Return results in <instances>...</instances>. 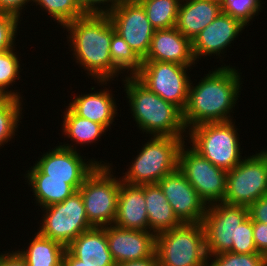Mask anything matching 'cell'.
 <instances>
[{
    "mask_svg": "<svg viewBox=\"0 0 267 266\" xmlns=\"http://www.w3.org/2000/svg\"><path fill=\"white\" fill-rule=\"evenodd\" d=\"M241 73L229 65L210 71L197 85L190 81L188 100L183 110L185 127L233 120L231 113L241 92ZM195 85V86H194Z\"/></svg>",
    "mask_w": 267,
    "mask_h": 266,
    "instance_id": "cell-1",
    "label": "cell"
},
{
    "mask_svg": "<svg viewBox=\"0 0 267 266\" xmlns=\"http://www.w3.org/2000/svg\"><path fill=\"white\" fill-rule=\"evenodd\" d=\"M63 28L69 34L67 40L75 62L96 83L105 85L123 73L112 63L110 56L112 23L107 14L84 15Z\"/></svg>",
    "mask_w": 267,
    "mask_h": 266,
    "instance_id": "cell-2",
    "label": "cell"
},
{
    "mask_svg": "<svg viewBox=\"0 0 267 266\" xmlns=\"http://www.w3.org/2000/svg\"><path fill=\"white\" fill-rule=\"evenodd\" d=\"M124 78L122 81L131 115L143 134L186 139L184 136L188 130L179 107L150 91L135 76L125 75Z\"/></svg>",
    "mask_w": 267,
    "mask_h": 266,
    "instance_id": "cell-3",
    "label": "cell"
},
{
    "mask_svg": "<svg viewBox=\"0 0 267 266\" xmlns=\"http://www.w3.org/2000/svg\"><path fill=\"white\" fill-rule=\"evenodd\" d=\"M143 144L138 155L132 160L128 171L121 177L127 184H157L164 176L178 168L180 147L184 138L152 136Z\"/></svg>",
    "mask_w": 267,
    "mask_h": 266,
    "instance_id": "cell-4",
    "label": "cell"
},
{
    "mask_svg": "<svg viewBox=\"0 0 267 266\" xmlns=\"http://www.w3.org/2000/svg\"><path fill=\"white\" fill-rule=\"evenodd\" d=\"M155 253L159 266H207L202 223L181 224L157 234Z\"/></svg>",
    "mask_w": 267,
    "mask_h": 266,
    "instance_id": "cell-5",
    "label": "cell"
},
{
    "mask_svg": "<svg viewBox=\"0 0 267 266\" xmlns=\"http://www.w3.org/2000/svg\"><path fill=\"white\" fill-rule=\"evenodd\" d=\"M237 129L232 120L201 124L187 131L188 142L213 165L229 171L242 161Z\"/></svg>",
    "mask_w": 267,
    "mask_h": 266,
    "instance_id": "cell-6",
    "label": "cell"
},
{
    "mask_svg": "<svg viewBox=\"0 0 267 266\" xmlns=\"http://www.w3.org/2000/svg\"><path fill=\"white\" fill-rule=\"evenodd\" d=\"M111 165L98 164L78 189L88 221L94 227L113 225L116 217L121 177L113 175Z\"/></svg>",
    "mask_w": 267,
    "mask_h": 266,
    "instance_id": "cell-7",
    "label": "cell"
},
{
    "mask_svg": "<svg viewBox=\"0 0 267 266\" xmlns=\"http://www.w3.org/2000/svg\"><path fill=\"white\" fill-rule=\"evenodd\" d=\"M267 196V150L245 157L227 171L226 194L223 202L249 207Z\"/></svg>",
    "mask_w": 267,
    "mask_h": 266,
    "instance_id": "cell-8",
    "label": "cell"
},
{
    "mask_svg": "<svg viewBox=\"0 0 267 266\" xmlns=\"http://www.w3.org/2000/svg\"><path fill=\"white\" fill-rule=\"evenodd\" d=\"M42 226L38 232L67 247L75 238L94 226L88 221L83 198L79 191L61 203L41 208Z\"/></svg>",
    "mask_w": 267,
    "mask_h": 266,
    "instance_id": "cell-9",
    "label": "cell"
},
{
    "mask_svg": "<svg viewBox=\"0 0 267 266\" xmlns=\"http://www.w3.org/2000/svg\"><path fill=\"white\" fill-rule=\"evenodd\" d=\"M178 169L206 205L223 202L226 194V170L213 165L191 145L188 148L184 143L178 155Z\"/></svg>",
    "mask_w": 267,
    "mask_h": 266,
    "instance_id": "cell-10",
    "label": "cell"
},
{
    "mask_svg": "<svg viewBox=\"0 0 267 266\" xmlns=\"http://www.w3.org/2000/svg\"><path fill=\"white\" fill-rule=\"evenodd\" d=\"M191 67L176 63L143 61L134 75L150 91L156 93L182 111L185 109L191 78L186 73Z\"/></svg>",
    "mask_w": 267,
    "mask_h": 266,
    "instance_id": "cell-11",
    "label": "cell"
},
{
    "mask_svg": "<svg viewBox=\"0 0 267 266\" xmlns=\"http://www.w3.org/2000/svg\"><path fill=\"white\" fill-rule=\"evenodd\" d=\"M249 217L248 207L218 202L207 205L202 220L206 251L210 255L230 252L236 243L238 225Z\"/></svg>",
    "mask_w": 267,
    "mask_h": 266,
    "instance_id": "cell-12",
    "label": "cell"
},
{
    "mask_svg": "<svg viewBox=\"0 0 267 266\" xmlns=\"http://www.w3.org/2000/svg\"><path fill=\"white\" fill-rule=\"evenodd\" d=\"M77 151L75 146L63 143L43 153L34 165L45 174V179L68 180V184L78 191L98 164L109 163L95 161L96 159L86 162Z\"/></svg>",
    "mask_w": 267,
    "mask_h": 266,
    "instance_id": "cell-13",
    "label": "cell"
},
{
    "mask_svg": "<svg viewBox=\"0 0 267 266\" xmlns=\"http://www.w3.org/2000/svg\"><path fill=\"white\" fill-rule=\"evenodd\" d=\"M118 33L143 61L148 53L155 29L140 2L120 1L108 14Z\"/></svg>",
    "mask_w": 267,
    "mask_h": 266,
    "instance_id": "cell-14",
    "label": "cell"
},
{
    "mask_svg": "<svg viewBox=\"0 0 267 266\" xmlns=\"http://www.w3.org/2000/svg\"><path fill=\"white\" fill-rule=\"evenodd\" d=\"M157 184L181 224L202 223L207 205L178 168Z\"/></svg>",
    "mask_w": 267,
    "mask_h": 266,
    "instance_id": "cell-15",
    "label": "cell"
},
{
    "mask_svg": "<svg viewBox=\"0 0 267 266\" xmlns=\"http://www.w3.org/2000/svg\"><path fill=\"white\" fill-rule=\"evenodd\" d=\"M109 251L116 265L156 256V235L149 231L106 226Z\"/></svg>",
    "mask_w": 267,
    "mask_h": 266,
    "instance_id": "cell-16",
    "label": "cell"
},
{
    "mask_svg": "<svg viewBox=\"0 0 267 266\" xmlns=\"http://www.w3.org/2000/svg\"><path fill=\"white\" fill-rule=\"evenodd\" d=\"M245 26L237 19L221 12L215 20L207 25L193 40L192 51L195 60L202 56H220L224 54L231 42L236 40Z\"/></svg>",
    "mask_w": 267,
    "mask_h": 266,
    "instance_id": "cell-17",
    "label": "cell"
},
{
    "mask_svg": "<svg viewBox=\"0 0 267 266\" xmlns=\"http://www.w3.org/2000/svg\"><path fill=\"white\" fill-rule=\"evenodd\" d=\"M143 61L169 62L189 67L197 62L192 51V41L175 27L155 30Z\"/></svg>",
    "mask_w": 267,
    "mask_h": 266,
    "instance_id": "cell-18",
    "label": "cell"
},
{
    "mask_svg": "<svg viewBox=\"0 0 267 266\" xmlns=\"http://www.w3.org/2000/svg\"><path fill=\"white\" fill-rule=\"evenodd\" d=\"M114 225L123 229L149 231L145 184L132 185L121 180Z\"/></svg>",
    "mask_w": 267,
    "mask_h": 266,
    "instance_id": "cell-19",
    "label": "cell"
},
{
    "mask_svg": "<svg viewBox=\"0 0 267 266\" xmlns=\"http://www.w3.org/2000/svg\"><path fill=\"white\" fill-rule=\"evenodd\" d=\"M80 264L116 266L108 247L106 226L93 227L83 232L66 247Z\"/></svg>",
    "mask_w": 267,
    "mask_h": 266,
    "instance_id": "cell-20",
    "label": "cell"
},
{
    "mask_svg": "<svg viewBox=\"0 0 267 266\" xmlns=\"http://www.w3.org/2000/svg\"><path fill=\"white\" fill-rule=\"evenodd\" d=\"M74 96L68 107L79 117L101 124L106 130L111 127L117 116L116 100L109 89Z\"/></svg>",
    "mask_w": 267,
    "mask_h": 266,
    "instance_id": "cell-21",
    "label": "cell"
},
{
    "mask_svg": "<svg viewBox=\"0 0 267 266\" xmlns=\"http://www.w3.org/2000/svg\"><path fill=\"white\" fill-rule=\"evenodd\" d=\"M221 12L220 5L208 0H181L175 28L192 41Z\"/></svg>",
    "mask_w": 267,
    "mask_h": 266,
    "instance_id": "cell-22",
    "label": "cell"
},
{
    "mask_svg": "<svg viewBox=\"0 0 267 266\" xmlns=\"http://www.w3.org/2000/svg\"><path fill=\"white\" fill-rule=\"evenodd\" d=\"M25 180L35 195L36 203L40 208L61 203L76 192L68 180L45 179L43 174L34 164L26 171Z\"/></svg>",
    "mask_w": 267,
    "mask_h": 266,
    "instance_id": "cell-23",
    "label": "cell"
},
{
    "mask_svg": "<svg viewBox=\"0 0 267 266\" xmlns=\"http://www.w3.org/2000/svg\"><path fill=\"white\" fill-rule=\"evenodd\" d=\"M149 232L155 235L181 225L158 184H145Z\"/></svg>",
    "mask_w": 267,
    "mask_h": 266,
    "instance_id": "cell-24",
    "label": "cell"
},
{
    "mask_svg": "<svg viewBox=\"0 0 267 266\" xmlns=\"http://www.w3.org/2000/svg\"><path fill=\"white\" fill-rule=\"evenodd\" d=\"M34 236L27 249L17 250L27 266H63L66 247L58 241L44 237L38 231Z\"/></svg>",
    "mask_w": 267,
    "mask_h": 266,
    "instance_id": "cell-25",
    "label": "cell"
},
{
    "mask_svg": "<svg viewBox=\"0 0 267 266\" xmlns=\"http://www.w3.org/2000/svg\"><path fill=\"white\" fill-rule=\"evenodd\" d=\"M63 112L62 134L76 142L75 145L93 144L108 131L101 124L92 122L89 119L77 116L68 106ZM95 141V142H94Z\"/></svg>",
    "mask_w": 267,
    "mask_h": 266,
    "instance_id": "cell-26",
    "label": "cell"
},
{
    "mask_svg": "<svg viewBox=\"0 0 267 266\" xmlns=\"http://www.w3.org/2000/svg\"><path fill=\"white\" fill-rule=\"evenodd\" d=\"M181 0H142L147 18L155 30L175 27Z\"/></svg>",
    "mask_w": 267,
    "mask_h": 266,
    "instance_id": "cell-27",
    "label": "cell"
},
{
    "mask_svg": "<svg viewBox=\"0 0 267 266\" xmlns=\"http://www.w3.org/2000/svg\"><path fill=\"white\" fill-rule=\"evenodd\" d=\"M110 56L112 63L121 72L127 70L126 72L130 76H134L140 70L143 63V61L131 49L129 44L115 32L113 25L112 40L110 43Z\"/></svg>",
    "mask_w": 267,
    "mask_h": 266,
    "instance_id": "cell-28",
    "label": "cell"
},
{
    "mask_svg": "<svg viewBox=\"0 0 267 266\" xmlns=\"http://www.w3.org/2000/svg\"><path fill=\"white\" fill-rule=\"evenodd\" d=\"M23 101L18 98H5L0 103V147L16 135L23 116ZM21 118V119H20ZM20 121V122H19Z\"/></svg>",
    "mask_w": 267,
    "mask_h": 266,
    "instance_id": "cell-29",
    "label": "cell"
},
{
    "mask_svg": "<svg viewBox=\"0 0 267 266\" xmlns=\"http://www.w3.org/2000/svg\"><path fill=\"white\" fill-rule=\"evenodd\" d=\"M15 49L0 51V94L5 98H18L22 100L20 92L8 90L16 80H20V61ZM7 89V90H6Z\"/></svg>",
    "mask_w": 267,
    "mask_h": 266,
    "instance_id": "cell-30",
    "label": "cell"
},
{
    "mask_svg": "<svg viewBox=\"0 0 267 266\" xmlns=\"http://www.w3.org/2000/svg\"><path fill=\"white\" fill-rule=\"evenodd\" d=\"M40 5L51 19L57 21L61 27L84 16L77 8L75 0H33V4Z\"/></svg>",
    "mask_w": 267,
    "mask_h": 266,
    "instance_id": "cell-31",
    "label": "cell"
},
{
    "mask_svg": "<svg viewBox=\"0 0 267 266\" xmlns=\"http://www.w3.org/2000/svg\"><path fill=\"white\" fill-rule=\"evenodd\" d=\"M213 257V258H211ZM207 266H267V257L260 253L237 254L225 252L210 255Z\"/></svg>",
    "mask_w": 267,
    "mask_h": 266,
    "instance_id": "cell-32",
    "label": "cell"
},
{
    "mask_svg": "<svg viewBox=\"0 0 267 266\" xmlns=\"http://www.w3.org/2000/svg\"><path fill=\"white\" fill-rule=\"evenodd\" d=\"M261 2V0H225L221 8L223 13L247 26L259 14L258 12H261Z\"/></svg>",
    "mask_w": 267,
    "mask_h": 266,
    "instance_id": "cell-33",
    "label": "cell"
},
{
    "mask_svg": "<svg viewBox=\"0 0 267 266\" xmlns=\"http://www.w3.org/2000/svg\"><path fill=\"white\" fill-rule=\"evenodd\" d=\"M230 252L237 254L258 253L253 238V221L250 217L238 225L236 243H232Z\"/></svg>",
    "mask_w": 267,
    "mask_h": 266,
    "instance_id": "cell-34",
    "label": "cell"
},
{
    "mask_svg": "<svg viewBox=\"0 0 267 266\" xmlns=\"http://www.w3.org/2000/svg\"><path fill=\"white\" fill-rule=\"evenodd\" d=\"M19 23L20 21L17 17L0 13V51L15 48V36L18 35L16 33L19 30Z\"/></svg>",
    "mask_w": 267,
    "mask_h": 266,
    "instance_id": "cell-35",
    "label": "cell"
},
{
    "mask_svg": "<svg viewBox=\"0 0 267 266\" xmlns=\"http://www.w3.org/2000/svg\"><path fill=\"white\" fill-rule=\"evenodd\" d=\"M119 2L120 0H75L77 8L84 15L108 14Z\"/></svg>",
    "mask_w": 267,
    "mask_h": 266,
    "instance_id": "cell-36",
    "label": "cell"
},
{
    "mask_svg": "<svg viewBox=\"0 0 267 266\" xmlns=\"http://www.w3.org/2000/svg\"><path fill=\"white\" fill-rule=\"evenodd\" d=\"M253 238L258 253L267 257V224L253 222Z\"/></svg>",
    "mask_w": 267,
    "mask_h": 266,
    "instance_id": "cell-37",
    "label": "cell"
},
{
    "mask_svg": "<svg viewBox=\"0 0 267 266\" xmlns=\"http://www.w3.org/2000/svg\"><path fill=\"white\" fill-rule=\"evenodd\" d=\"M248 211L253 222L267 224V196L257 199L248 207Z\"/></svg>",
    "mask_w": 267,
    "mask_h": 266,
    "instance_id": "cell-38",
    "label": "cell"
},
{
    "mask_svg": "<svg viewBox=\"0 0 267 266\" xmlns=\"http://www.w3.org/2000/svg\"><path fill=\"white\" fill-rule=\"evenodd\" d=\"M33 0H0V13L10 14L20 20L22 9Z\"/></svg>",
    "mask_w": 267,
    "mask_h": 266,
    "instance_id": "cell-39",
    "label": "cell"
},
{
    "mask_svg": "<svg viewBox=\"0 0 267 266\" xmlns=\"http://www.w3.org/2000/svg\"><path fill=\"white\" fill-rule=\"evenodd\" d=\"M0 266H27L25 260L15 250L0 254Z\"/></svg>",
    "mask_w": 267,
    "mask_h": 266,
    "instance_id": "cell-40",
    "label": "cell"
},
{
    "mask_svg": "<svg viewBox=\"0 0 267 266\" xmlns=\"http://www.w3.org/2000/svg\"><path fill=\"white\" fill-rule=\"evenodd\" d=\"M116 266H159V265L157 256H150L142 260L123 262Z\"/></svg>",
    "mask_w": 267,
    "mask_h": 266,
    "instance_id": "cell-41",
    "label": "cell"
},
{
    "mask_svg": "<svg viewBox=\"0 0 267 266\" xmlns=\"http://www.w3.org/2000/svg\"><path fill=\"white\" fill-rule=\"evenodd\" d=\"M63 266H89L88 264H80L77 259L67 248L63 255Z\"/></svg>",
    "mask_w": 267,
    "mask_h": 266,
    "instance_id": "cell-42",
    "label": "cell"
},
{
    "mask_svg": "<svg viewBox=\"0 0 267 266\" xmlns=\"http://www.w3.org/2000/svg\"><path fill=\"white\" fill-rule=\"evenodd\" d=\"M208 1H211L212 3H216V4L220 5V6H222L223 3L225 2V0H208Z\"/></svg>",
    "mask_w": 267,
    "mask_h": 266,
    "instance_id": "cell-43",
    "label": "cell"
},
{
    "mask_svg": "<svg viewBox=\"0 0 267 266\" xmlns=\"http://www.w3.org/2000/svg\"><path fill=\"white\" fill-rule=\"evenodd\" d=\"M120 1H123V2H140L142 0H120Z\"/></svg>",
    "mask_w": 267,
    "mask_h": 266,
    "instance_id": "cell-44",
    "label": "cell"
},
{
    "mask_svg": "<svg viewBox=\"0 0 267 266\" xmlns=\"http://www.w3.org/2000/svg\"><path fill=\"white\" fill-rule=\"evenodd\" d=\"M4 99H5V97H4L2 94H0V103H1Z\"/></svg>",
    "mask_w": 267,
    "mask_h": 266,
    "instance_id": "cell-45",
    "label": "cell"
}]
</instances>
